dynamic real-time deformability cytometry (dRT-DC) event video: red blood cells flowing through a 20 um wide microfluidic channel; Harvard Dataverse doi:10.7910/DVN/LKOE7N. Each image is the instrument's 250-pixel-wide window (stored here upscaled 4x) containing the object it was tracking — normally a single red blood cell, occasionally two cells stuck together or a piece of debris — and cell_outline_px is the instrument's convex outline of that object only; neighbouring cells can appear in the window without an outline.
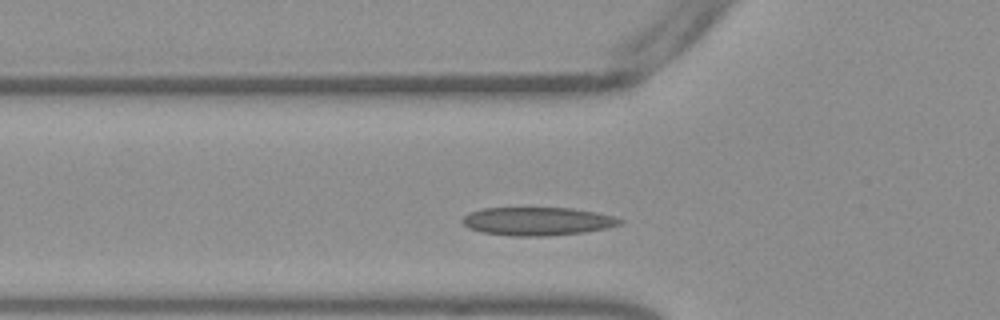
{"species": "Egyptian fruit bat (a non-hibernating species)", "species_latin": "Rousettus aegyptiacus", "temperature_condition": "warm", "stored_images_in_passage": 33, "camera_frame_rate_fps": 3000, "um_per_image_px": 0.085, "frame": {"image": 1, "passage_image": 7, "time_ms": 2.0, "image_size_px": [1000, 320], "cell_outline_px": [[624, 220], [620, 224], [604, 228], [584, 232], [548, 236], [512, 236], [480, 232], [468, 228], [460, 220], [464, 216], [472, 212], [484, 208], [572, 208], [596, 212], [612, 216]], "centroid_in_image_um": [45.65, 18.81], "position_along_channel_um": 80.1, "area_um2": 25.84}}
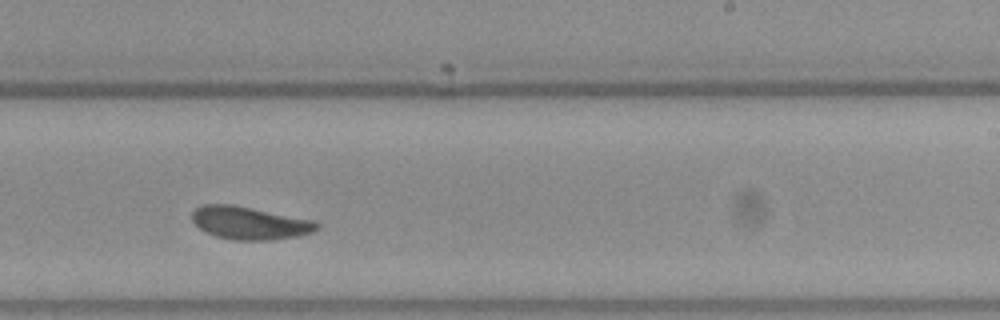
{"frame": {"image": 2, "passage_image": 22, "time_ms": 7.0, "image_size_px": [1000, 320], "cell_outline_px": [[320, 228], [312, 232], [300, 236], [272, 240], [236, 240], [216, 236], [204, 232], [192, 220], [192, 212], [196, 208], [204, 204], [232, 204], [316, 220], [320, 224]], "centroid_in_image_um": [21.27, 18.95], "position_along_channel_um": 267.7, "area_um2": 24.1}}
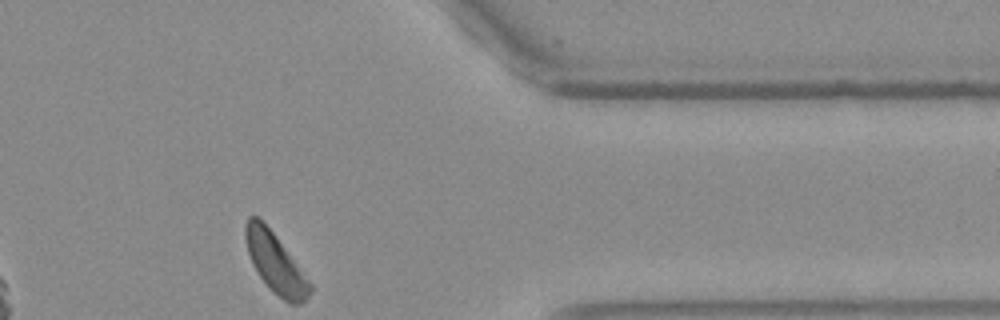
{"frame": {"image": 3, "passage_image": 33, "time_ms": 10.667, "image_size_px": [1000, 320], "cell_outline_px": [[312, 292], [300, 304], [288, 304], [272, 292], [260, 276], [252, 264], [248, 252], [244, 236], [244, 224], [248, 216], [256, 216], [272, 232], [312, 284]], "centroid_in_image_um": [23.39, 22.39], "position_along_channel_um": 388.0, "area_um2": 22.08}, "authors_computed_cell_mechanics": {"area_um2": 23.987, "velocity_mm_per_s": 3.7443, "shape_relaxation_time_tau1_ms": 4.3337, "shape_relaxation_time_tau2_ms": 1.325, "deformation_change_tau1": 0.1329, "deformation_change_tau2": 0.0669}}